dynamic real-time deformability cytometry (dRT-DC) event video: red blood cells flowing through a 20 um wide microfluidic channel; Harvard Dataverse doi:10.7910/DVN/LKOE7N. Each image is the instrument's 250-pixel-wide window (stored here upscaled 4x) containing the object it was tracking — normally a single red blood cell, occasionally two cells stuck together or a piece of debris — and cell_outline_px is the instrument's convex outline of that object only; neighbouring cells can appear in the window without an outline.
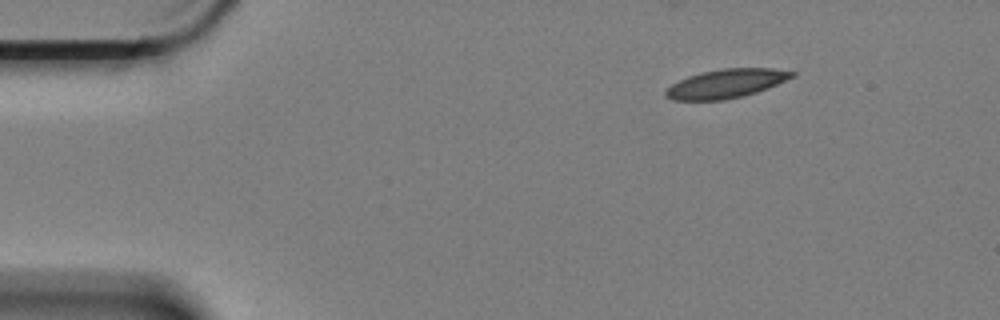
{"species": "Egyptian fruit bat (a non-hibernating species)", "species_latin": "Rousettus aegyptiacus", "temperature_condition": "cold", "stored_images_in_passage": 54, "camera_frame_rate_fps": 3000, "um_per_image_px": 0.085, "animal": {"sex": "female"}, "frame": {"image": 1, "passage_image": 1, "time_ms": 0.0, "image_size_px": [1000, 320], "cell_outline_px": [[796, 76], [756, 92], [744, 96], [724, 100], [672, 100], [664, 96], [664, 92], [672, 84], [688, 76], [700, 72], [720, 68], [772, 68], [796, 72]], "centroid_in_image_um": [61.71, 7.1], "position_along_channel_um": 23.3, "area_um2": 21.27}}
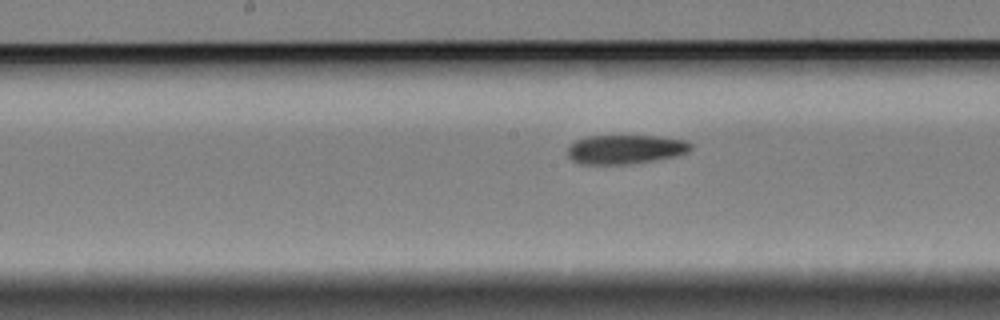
{"frame": {"image": 2, "passage_image": 23, "time_ms": 7.333, "image_size_px": [1000, 320], "cell_outline_px": [[692, 148], [688, 152], [676, 156], [652, 160], [624, 164], [580, 164], [572, 160], [568, 156], [568, 148], [576, 140], [588, 136], [660, 136], [688, 140], [692, 144]], "centroid_in_image_um": [53.19, 12.68], "position_along_channel_um": 195.0, "area_um2": 20.87}}
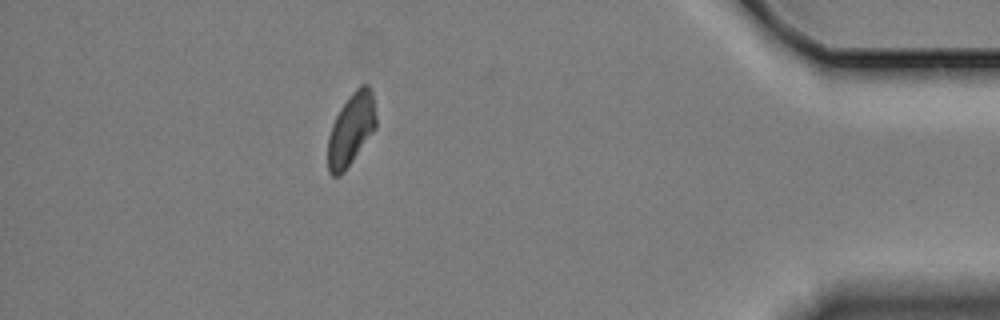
{"frame": {"image": 3, "passage_image": 46, "time_ms": 15.0, "image_size_px": [1000, 320], "cell_outline_px": [[376, 128], [344, 172], [340, 176], [332, 176], [328, 172], [328, 136], [332, 124], [340, 108], [352, 92], [360, 84], [368, 84], [372, 92], [376, 116]], "centroid_in_image_um": [29.84, 11.0], "position_along_channel_um": 405.4, "area_um2": 20.29}, "authors_computed_cell_mechanics": {"area_um2": 21.2704, "velocity_mm_per_s": 3.3391, "shape_relaxation_time_tau1_ms": 5.0785, "shape_relaxation_time_tau2_ms": 4.5367, "deformation_change_tau1": 0.1468, "deformation_change_tau2": 0.1111}}